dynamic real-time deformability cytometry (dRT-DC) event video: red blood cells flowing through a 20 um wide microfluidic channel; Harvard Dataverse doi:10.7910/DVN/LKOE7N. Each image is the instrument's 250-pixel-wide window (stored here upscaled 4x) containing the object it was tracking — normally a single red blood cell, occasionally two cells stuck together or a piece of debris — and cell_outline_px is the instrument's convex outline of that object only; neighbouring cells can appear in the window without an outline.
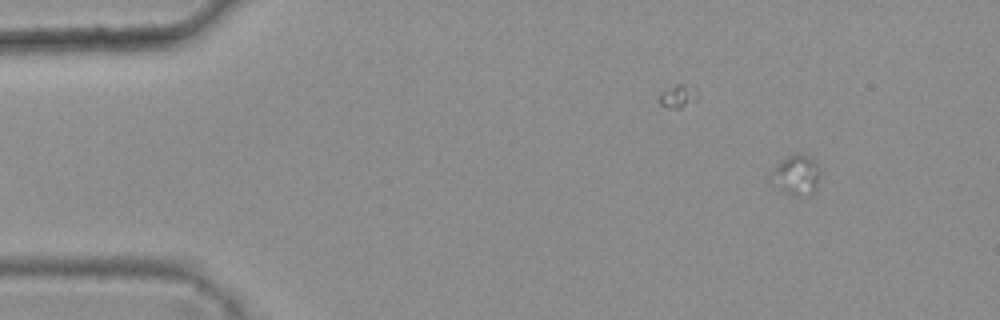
{"species": "common noctule bat (a hibernating species)", "species_latin": "Nyctalus noctula", "temperature_condition": "warm", "stored_images_in_passage": 17, "camera_frame_rate_fps": 3000, "um_per_image_px": 0.085, "animal": {"sex": "female", "body_mass_g": 25.1}, "frame": {"image": 1, "passage_image": 1, "time_ms": 0.0, "image_size_px": [1000, 320], "cell_outline_px": [[820, 168], [816, 188], [812, 192], [796, 196], [792, 196], [784, 192], [768, 180], [772, 168], [780, 160], [796, 152], [800, 152], [808, 156]], "centroid_in_image_um": [67.61, 14.85], "position_along_channel_um": 17.4, "area_um2": 11.56}}